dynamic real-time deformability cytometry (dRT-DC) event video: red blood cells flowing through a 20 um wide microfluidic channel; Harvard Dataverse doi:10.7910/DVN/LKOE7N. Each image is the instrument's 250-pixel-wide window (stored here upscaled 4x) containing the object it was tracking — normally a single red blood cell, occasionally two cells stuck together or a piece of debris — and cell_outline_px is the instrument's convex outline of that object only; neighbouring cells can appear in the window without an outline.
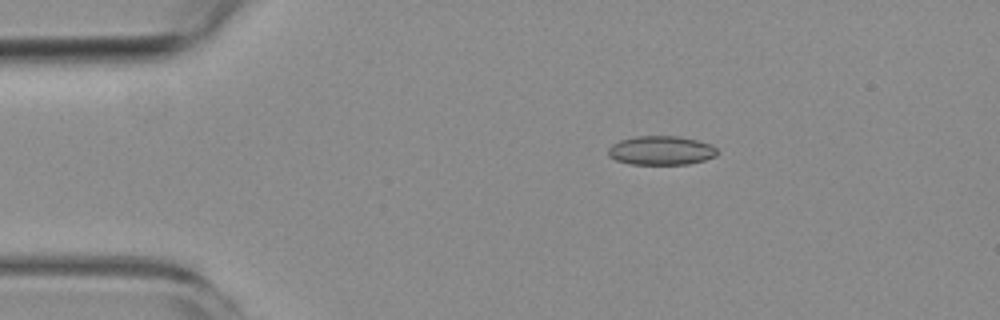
{"species": "common noctule bat (a hibernating species)", "species_latin": "Nyctalus noctula", "temperature_condition": "room temperature", "stored_images_in_passage": 4, "camera_frame_rate_fps": 3000, "um_per_image_px": 0.085, "animal": {"sex": "female", "body_mass_g": 19.3, "forearm_length_mm": 54.1}, "frame": {"image": 1, "passage_image": 3, "time_ms": 3.0, "image_size_px": [1000, 320], "cell_outline_px": [[720, 152], [716, 156], [704, 160], [688, 164], [628, 164], [616, 160], [608, 156], [608, 148], [612, 144], [620, 140], [636, 136], [680, 136], [696, 140], [708, 144], [716, 148]], "centroid_in_image_um": [56.18, 12.79], "position_along_channel_um": 28.8, "area_um2": 18.5}}